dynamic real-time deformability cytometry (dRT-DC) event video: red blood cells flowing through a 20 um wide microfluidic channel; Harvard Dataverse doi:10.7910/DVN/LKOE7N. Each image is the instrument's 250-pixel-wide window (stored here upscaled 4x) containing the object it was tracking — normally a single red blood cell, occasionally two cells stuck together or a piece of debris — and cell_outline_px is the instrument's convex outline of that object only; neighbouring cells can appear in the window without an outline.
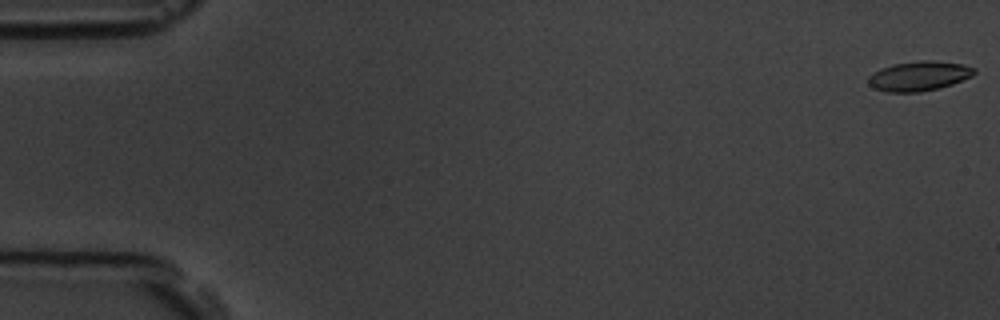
{"species": "common noctule bat (a hibernating species)", "species_latin": "Nyctalus noctula", "temperature_condition": "room temperature", "stored_images_in_passage": 6, "camera_frame_rate_fps": 3000, "um_per_image_px": 0.085, "animal": {"sex": "male", "body_mass_g": 19.5, "forearm_length_mm": 54.6}, "frame": {"image": 1, "passage_image": 1, "time_ms": 0.0, "image_size_px": [1000, 320], "cell_outline_px": [[976, 72], [972, 76], [952, 84], [920, 92], [884, 92], [868, 84], [868, 76], [880, 68], [892, 64], [920, 60], [932, 60], [964, 64], [976, 68]], "centroid_in_image_um": [78.11, 6.45], "position_along_channel_um": 6.9, "area_um2": 18.38}}
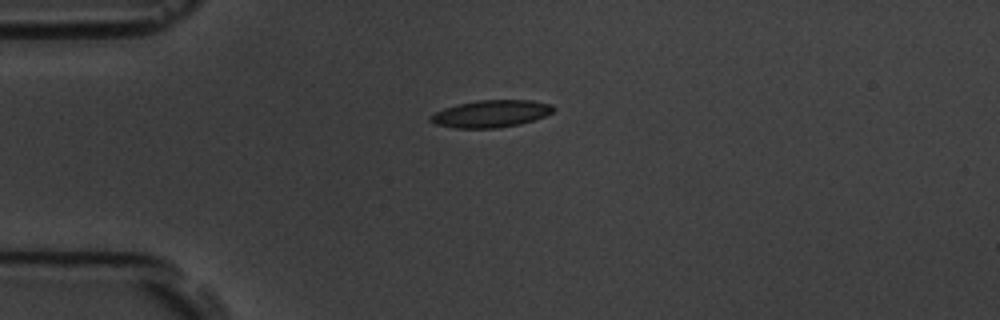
{"frame": {"image": 2, "passage_image": 5, "time_ms": 4.667, "image_size_px": [1000, 320], "cell_outline_px": [[556, 108], [552, 112], [544, 116], [520, 124], [496, 128], [456, 128], [436, 124], [428, 120], [428, 116], [444, 108], [456, 104], [476, 100], [532, 100], [552, 104]], "centroid_in_image_um": [41.71, 9.66], "position_along_channel_um": 43.3, "area_um2": 19.54}}